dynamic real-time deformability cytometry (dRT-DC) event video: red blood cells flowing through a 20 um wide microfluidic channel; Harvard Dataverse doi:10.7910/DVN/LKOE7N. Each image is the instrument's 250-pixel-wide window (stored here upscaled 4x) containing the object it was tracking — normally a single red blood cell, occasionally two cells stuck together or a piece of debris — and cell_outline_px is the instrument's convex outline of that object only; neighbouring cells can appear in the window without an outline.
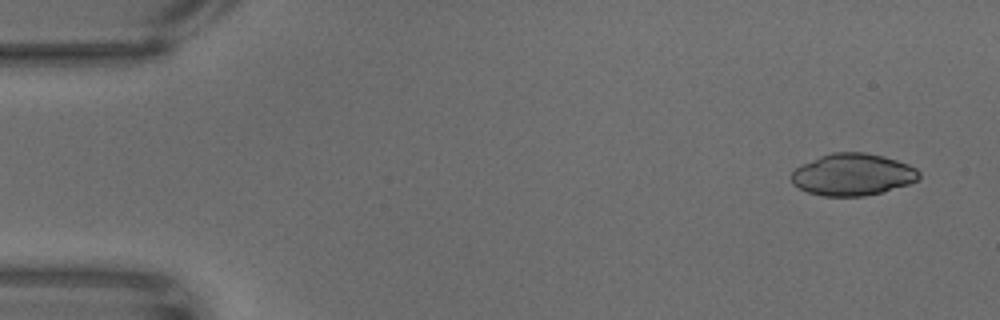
{"species": "common noctule bat (a hibernating species)", "species_latin": "Nyctalus noctula", "temperature_condition": "warm", "stored_images_in_passage": 62, "camera_frame_rate_fps": 3000, "um_per_image_px": 0.085, "animal": {"sex": "male", "body_mass_g": 18.8}, "frame": {"image": 1, "passage_image": 1, "time_ms": 0.0, "image_size_px": [1000, 320], "cell_outline_px": [[920, 176], [916, 180], [908, 184], [884, 192], [864, 196], [824, 196], [808, 192], [792, 184], [792, 172], [796, 168], [820, 156], [832, 152], [864, 152], [884, 156], [908, 164], [916, 168], [920, 172]], "centroid_in_image_um": [72.5, 14.84], "position_along_channel_um": 12.5, "area_um2": 31.1}}
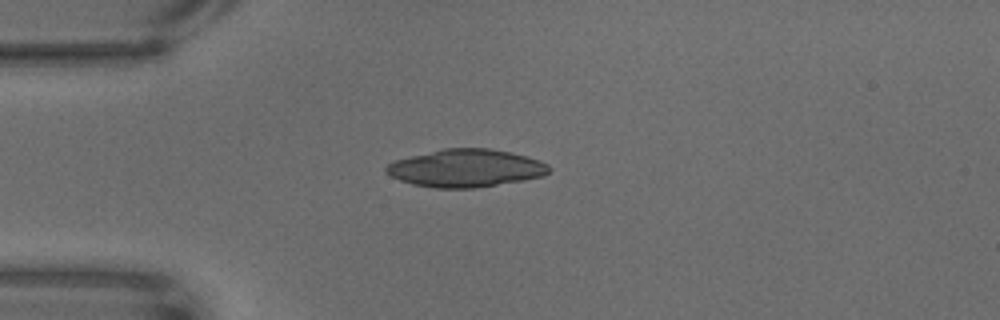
{"frame": {"image": 2, "passage_image": 14, "time_ms": 4.333, "image_size_px": [1000, 320], "cell_outline_px": [[552, 168], [544, 176], [476, 188], [436, 188], [412, 184], [400, 180], [384, 172], [384, 168], [388, 164], [396, 160], [444, 148], [488, 148], [512, 152], [540, 160], [548, 164]], "centroid_in_image_um": [39.62, 14.29], "position_along_channel_um": 45.4, "area_um2": 35.72}}
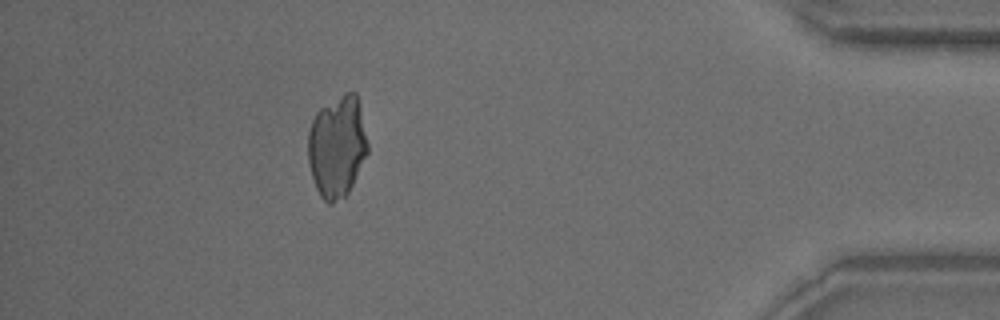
{"frame": {"image": 3, "passage_image": 55, "time_ms": 18.0, "image_size_px": [1000, 320], "cell_outline_px": [[368, 152], [348, 192], [344, 196], [332, 204], [328, 204], [320, 196], [316, 188], [312, 176], [308, 160], [308, 132], [312, 120], [316, 112], [320, 108], [344, 92], [356, 92], [360, 108], [368, 144]], "centroid_in_image_um": [28.64, 12.44], "position_along_channel_um": 406.6, "area_um2": 35.26}}